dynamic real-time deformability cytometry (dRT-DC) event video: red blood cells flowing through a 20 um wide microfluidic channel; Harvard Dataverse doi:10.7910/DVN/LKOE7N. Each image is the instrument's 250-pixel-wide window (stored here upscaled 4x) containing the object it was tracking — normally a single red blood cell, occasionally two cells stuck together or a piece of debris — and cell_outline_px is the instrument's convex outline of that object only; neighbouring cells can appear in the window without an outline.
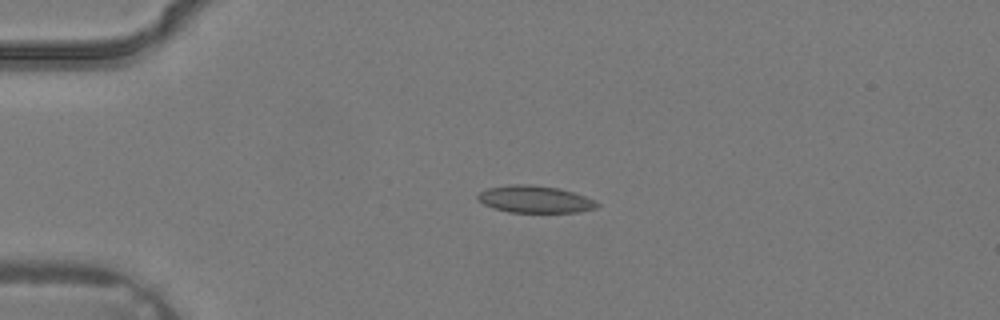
{"species": "common noctule bat (a hibernating species)", "species_latin": "Nyctalus noctula", "temperature_condition": "warm", "stored_images_in_passage": 4, "camera_frame_rate_fps": 3000, "um_per_image_px": 0.085, "animal": {"sex": "male", "body_mass_g": 19.2, "forearm_length_mm": 51.8}, "frame": {"image": 1, "passage_image": 3, "time_ms": 0.667, "image_size_px": [1000, 320], "cell_outline_px": [[600, 204], [596, 208], [580, 212], [508, 212], [484, 204], [476, 200], [476, 196], [480, 192], [488, 188], [508, 184], [532, 184], [560, 188], [584, 196]], "centroid_in_image_um": [45.44, 16.93], "position_along_channel_um": 39.6, "area_um2": 18.84}}